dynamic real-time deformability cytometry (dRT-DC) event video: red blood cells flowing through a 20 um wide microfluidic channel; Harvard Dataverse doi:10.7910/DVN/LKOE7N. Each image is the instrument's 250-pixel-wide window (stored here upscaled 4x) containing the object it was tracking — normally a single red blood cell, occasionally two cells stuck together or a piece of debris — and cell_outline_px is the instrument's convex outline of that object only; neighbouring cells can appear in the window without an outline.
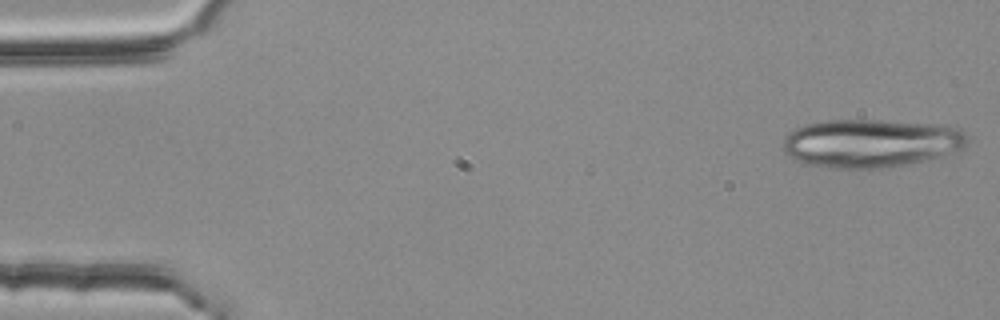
{"species": "common noctule bat (a hibernating species)", "species_latin": "Nyctalus noctula", "temperature_condition": "room temperature", "stored_images_in_passage": 18, "camera_frame_rate_fps": 3000, "um_per_image_px": 0.085, "animal": {"sex": "female", "body_mass_g": 25.1}, "frame": {"image": 1, "passage_image": 1, "time_ms": 0.0, "image_size_px": [1000, 320], "cell_outline_px": [[968, 144], [960, 148], [924, 160], [908, 164], [888, 168], [828, 168], [808, 164], [796, 160], [788, 156], [784, 152], [784, 140], [792, 128], [804, 124], [824, 120], [880, 120], [944, 124], [960, 128], [968, 136]], "centroid_in_image_um": [74.0, 12.15], "position_along_channel_um": 11.0, "area_um2": 52.19}}